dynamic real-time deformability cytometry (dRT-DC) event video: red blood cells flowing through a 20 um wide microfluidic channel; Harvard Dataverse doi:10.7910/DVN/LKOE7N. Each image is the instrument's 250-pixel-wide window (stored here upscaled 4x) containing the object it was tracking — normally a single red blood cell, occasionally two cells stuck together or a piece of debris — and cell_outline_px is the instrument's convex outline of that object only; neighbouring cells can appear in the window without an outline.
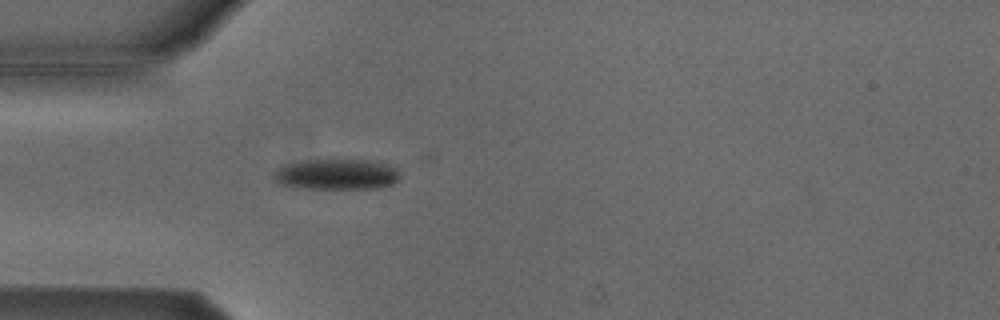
{"species": "Egyptian fruit bat (a non-hibernating species)", "species_latin": "Rousettus aegyptiacus", "temperature_condition": "cold", "stored_images_in_passage": 30, "camera_frame_rate_fps": 3000, "um_per_image_px": 0.085, "animal": {"sex": "male"}, "frame": {"image": 1, "passage_image": 5, "time_ms": 1.333, "image_size_px": [1000, 320], "cell_outline_px": [[400, 172], [396, 180], [392, 184], [372, 188], [300, 188], [276, 184], [272, 180], [272, 172], [276, 168], [284, 164], [308, 160], [372, 160], [396, 168]], "centroid_in_image_um": [28.49, 14.82], "position_along_channel_um": 56.5, "area_um2": 22.6}}
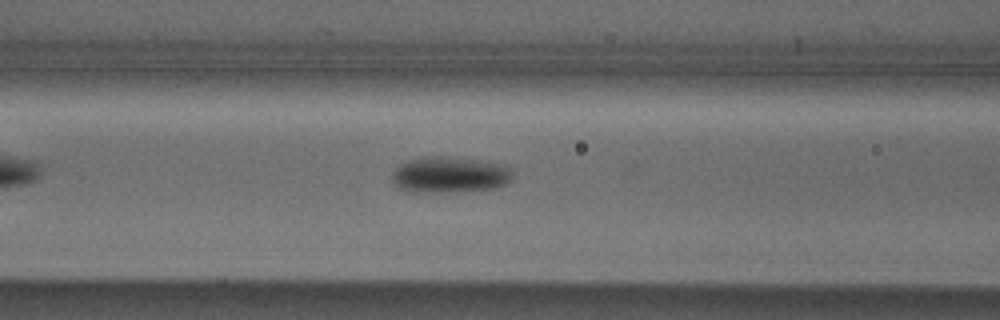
{"frame": {"image": 2, "passage_image": 11, "time_ms": 3.333, "image_size_px": [1000, 320], "cell_outline_px": [[512, 180], [508, 184], [496, 188], [448, 192], [412, 192], [396, 188], [392, 180], [392, 172], [400, 164], [408, 160], [424, 156], [448, 156], [508, 164], [512, 168]], "centroid_in_image_um": [38.25, 14.85], "position_along_channel_um": 128.3, "area_um2": 25.95}}
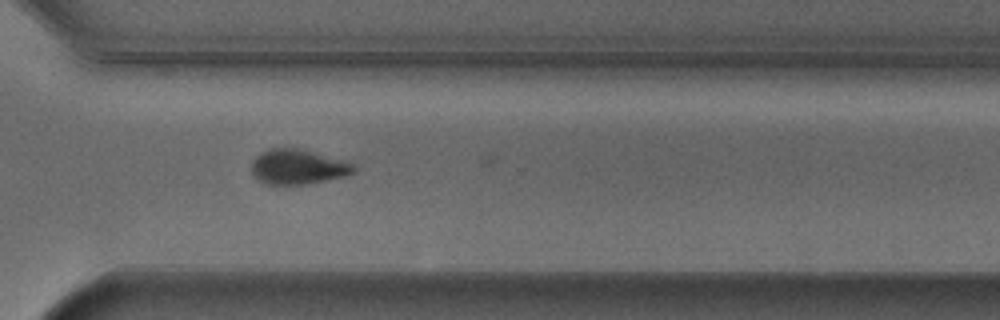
{"frame": {"image": 3, "passage_image": 28, "time_ms": 9.0, "image_size_px": [1000, 320], "cell_outline_px": [[356, 172], [348, 176], [304, 184], [268, 184], [260, 180], [252, 172], [252, 160], [260, 152], [268, 148], [296, 148], [348, 160], [356, 168]], "centroid_in_image_um": [25.37, 14.17], "position_along_channel_um": 345.2, "area_um2": 20.87}}